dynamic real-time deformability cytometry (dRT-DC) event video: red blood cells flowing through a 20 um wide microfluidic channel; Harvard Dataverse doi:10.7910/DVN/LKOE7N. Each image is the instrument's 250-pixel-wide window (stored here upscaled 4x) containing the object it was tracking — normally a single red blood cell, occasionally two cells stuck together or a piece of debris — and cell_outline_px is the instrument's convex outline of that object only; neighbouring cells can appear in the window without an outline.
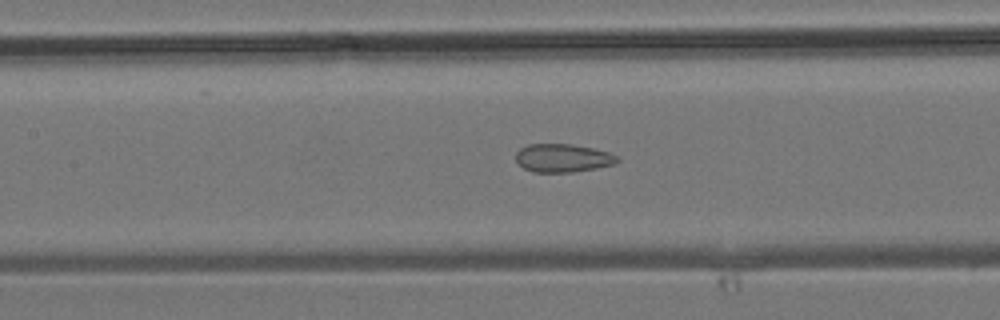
{"species": "common noctule bat (a hibernating species)", "species_latin": "Nyctalus noctula", "temperature_condition": "room temperature", "stored_images_in_passage": 33, "camera_frame_rate_fps": 3000, "um_per_image_px": 0.085, "animal": {"sex": "male", "body_mass_g": 19.2, "forearm_length_mm": 51.8}, "frame": {"image": 1, "passage_image": 16, "time_ms": 5.0, "image_size_px": [1000, 320], "cell_outline_px": [[620, 160], [612, 164], [596, 168], [572, 172], [532, 172], [524, 168], [516, 160], [516, 152], [520, 148], [528, 144], [572, 144], [592, 148], [608, 152], [620, 156]], "centroid_in_image_um": [47.84, 13.43], "position_along_channel_um": 159.6, "area_um2": 16.7}}
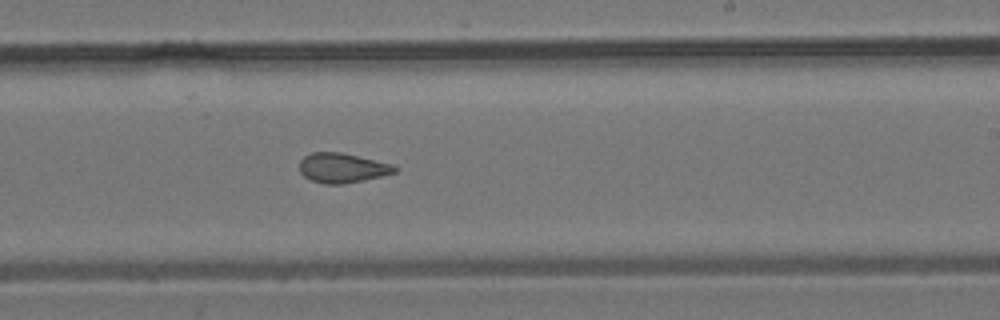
{"frame": {"image": 2, "passage_image": 22, "time_ms": 7.0, "image_size_px": [1000, 320], "cell_outline_px": [[400, 168], [396, 172], [364, 180], [344, 184], [324, 184], [312, 180], [304, 176], [300, 172], [300, 160], [304, 156], [312, 152], [340, 152], [392, 164]], "centroid_in_image_um": [29.09, 14.27], "position_along_channel_um": 259.9, "area_um2": 16.42}}
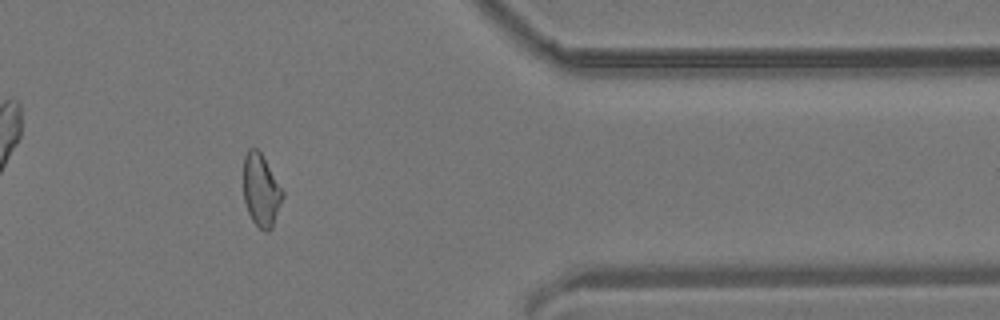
{"frame": {"image": 3, "passage_image": 31, "time_ms": 10.0, "image_size_px": [1000, 320], "cell_outline_px": [[284, 196], [272, 228], [268, 232], [264, 232], [252, 220], [248, 212], [244, 200], [244, 156], [248, 148], [256, 148], [260, 152], [284, 192]], "centroid_in_image_um": [22.19, 16.2], "position_along_channel_um": 389.2, "area_um2": 16.42}}